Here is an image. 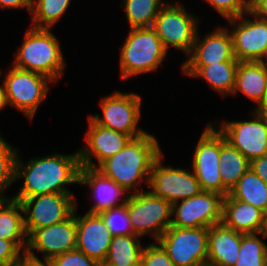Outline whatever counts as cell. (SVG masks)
<instances>
[{"instance_id":"6da1fadb","label":"cell","mask_w":267,"mask_h":266,"mask_svg":"<svg viewBox=\"0 0 267 266\" xmlns=\"http://www.w3.org/2000/svg\"><path fill=\"white\" fill-rule=\"evenodd\" d=\"M80 167L79 151L69 155L54 153L35 157L25 164L17 156L15 180L23 178L24 184L11 198L21 202L43 194H72L66 185L79 183Z\"/></svg>"},{"instance_id":"7a4b0ae2","label":"cell","mask_w":267,"mask_h":266,"mask_svg":"<svg viewBox=\"0 0 267 266\" xmlns=\"http://www.w3.org/2000/svg\"><path fill=\"white\" fill-rule=\"evenodd\" d=\"M161 154L158 140L152 134L145 133L131 139L122 150L103 161L96 169L115 181L129 195L135 194L144 190L139 189L142 181L145 180L148 185L152 165Z\"/></svg>"},{"instance_id":"3957f363","label":"cell","mask_w":267,"mask_h":266,"mask_svg":"<svg viewBox=\"0 0 267 266\" xmlns=\"http://www.w3.org/2000/svg\"><path fill=\"white\" fill-rule=\"evenodd\" d=\"M24 35L13 66L40 73L57 82L64 73L66 63L56 36L50 29L34 27L26 30Z\"/></svg>"},{"instance_id":"277c9868","label":"cell","mask_w":267,"mask_h":266,"mask_svg":"<svg viewBox=\"0 0 267 266\" xmlns=\"http://www.w3.org/2000/svg\"><path fill=\"white\" fill-rule=\"evenodd\" d=\"M120 50V78L156 71L167 51L152 27L132 28Z\"/></svg>"},{"instance_id":"5b68a950","label":"cell","mask_w":267,"mask_h":266,"mask_svg":"<svg viewBox=\"0 0 267 266\" xmlns=\"http://www.w3.org/2000/svg\"><path fill=\"white\" fill-rule=\"evenodd\" d=\"M198 21L182 4L167 2L160 9L152 28L167 52L173 46L188 56L198 32Z\"/></svg>"},{"instance_id":"8992f818","label":"cell","mask_w":267,"mask_h":266,"mask_svg":"<svg viewBox=\"0 0 267 266\" xmlns=\"http://www.w3.org/2000/svg\"><path fill=\"white\" fill-rule=\"evenodd\" d=\"M209 228L170 226L158 239L175 266H207Z\"/></svg>"},{"instance_id":"52a82bcc","label":"cell","mask_w":267,"mask_h":266,"mask_svg":"<svg viewBox=\"0 0 267 266\" xmlns=\"http://www.w3.org/2000/svg\"><path fill=\"white\" fill-rule=\"evenodd\" d=\"M7 104L23 112L29 119L47 97L49 84L53 83L47 76L12 66L3 79Z\"/></svg>"},{"instance_id":"ba28073f","label":"cell","mask_w":267,"mask_h":266,"mask_svg":"<svg viewBox=\"0 0 267 266\" xmlns=\"http://www.w3.org/2000/svg\"><path fill=\"white\" fill-rule=\"evenodd\" d=\"M127 208L131 225L139 237L150 234L157 242L171 226L172 204L149 191L130 194Z\"/></svg>"},{"instance_id":"9c48e42d","label":"cell","mask_w":267,"mask_h":266,"mask_svg":"<svg viewBox=\"0 0 267 266\" xmlns=\"http://www.w3.org/2000/svg\"><path fill=\"white\" fill-rule=\"evenodd\" d=\"M141 97L136 93L113 92L100 100L103 117H89L97 124L130 136L132 139L147 133L138 128L141 118Z\"/></svg>"},{"instance_id":"30bf717a","label":"cell","mask_w":267,"mask_h":266,"mask_svg":"<svg viewBox=\"0 0 267 266\" xmlns=\"http://www.w3.org/2000/svg\"><path fill=\"white\" fill-rule=\"evenodd\" d=\"M224 196L202 191L188 199L172 203L171 226L179 228H210L222 221ZM175 217V218H173Z\"/></svg>"},{"instance_id":"8fae6325","label":"cell","mask_w":267,"mask_h":266,"mask_svg":"<svg viewBox=\"0 0 267 266\" xmlns=\"http://www.w3.org/2000/svg\"><path fill=\"white\" fill-rule=\"evenodd\" d=\"M163 153L154 161L148 180L149 192L154 197H160L168 202L191 198L203 190L194 172L181 168L163 166Z\"/></svg>"},{"instance_id":"7c38bea8","label":"cell","mask_w":267,"mask_h":266,"mask_svg":"<svg viewBox=\"0 0 267 266\" xmlns=\"http://www.w3.org/2000/svg\"><path fill=\"white\" fill-rule=\"evenodd\" d=\"M21 204L28 237L36 229L65 221L74 213L76 208L73 194H43L25 198Z\"/></svg>"},{"instance_id":"4fadbf2b","label":"cell","mask_w":267,"mask_h":266,"mask_svg":"<svg viewBox=\"0 0 267 266\" xmlns=\"http://www.w3.org/2000/svg\"><path fill=\"white\" fill-rule=\"evenodd\" d=\"M251 114L254 117L252 120L231 121L215 126L225 140L249 161L267 154V116L255 109Z\"/></svg>"},{"instance_id":"5bb4252c","label":"cell","mask_w":267,"mask_h":266,"mask_svg":"<svg viewBox=\"0 0 267 266\" xmlns=\"http://www.w3.org/2000/svg\"><path fill=\"white\" fill-rule=\"evenodd\" d=\"M220 149L221 133L209 123L200 135L191 167L203 191L222 195Z\"/></svg>"},{"instance_id":"9a60e30c","label":"cell","mask_w":267,"mask_h":266,"mask_svg":"<svg viewBox=\"0 0 267 266\" xmlns=\"http://www.w3.org/2000/svg\"><path fill=\"white\" fill-rule=\"evenodd\" d=\"M245 15L254 17L250 18ZM249 18V19H248ZM234 29L230 33L233 40L234 56L239 62H259L267 47V20L253 15L249 10L227 20Z\"/></svg>"},{"instance_id":"2e32d148","label":"cell","mask_w":267,"mask_h":266,"mask_svg":"<svg viewBox=\"0 0 267 266\" xmlns=\"http://www.w3.org/2000/svg\"><path fill=\"white\" fill-rule=\"evenodd\" d=\"M74 213L65 221L44 228L36 229L28 237L25 254L39 260L35 250L43 253V259L49 261L53 257L76 249L77 219ZM33 250V251H32Z\"/></svg>"},{"instance_id":"e0dca14e","label":"cell","mask_w":267,"mask_h":266,"mask_svg":"<svg viewBox=\"0 0 267 266\" xmlns=\"http://www.w3.org/2000/svg\"><path fill=\"white\" fill-rule=\"evenodd\" d=\"M88 124L85 135L86 146L78 150L81 166L97 168L92 161L93 156L97 159L99 166L103 161L122 150L132 139L126 134L97 125L90 117H88Z\"/></svg>"},{"instance_id":"ac0fdd59","label":"cell","mask_w":267,"mask_h":266,"mask_svg":"<svg viewBox=\"0 0 267 266\" xmlns=\"http://www.w3.org/2000/svg\"><path fill=\"white\" fill-rule=\"evenodd\" d=\"M218 62H239L234 56L230 31L226 27H217L202 40L197 32L192 50L182 65H210Z\"/></svg>"},{"instance_id":"d6986e66","label":"cell","mask_w":267,"mask_h":266,"mask_svg":"<svg viewBox=\"0 0 267 266\" xmlns=\"http://www.w3.org/2000/svg\"><path fill=\"white\" fill-rule=\"evenodd\" d=\"M76 249L100 262L105 261L112 235L98 214L77 216Z\"/></svg>"},{"instance_id":"ffe728a7","label":"cell","mask_w":267,"mask_h":266,"mask_svg":"<svg viewBox=\"0 0 267 266\" xmlns=\"http://www.w3.org/2000/svg\"><path fill=\"white\" fill-rule=\"evenodd\" d=\"M79 184H84L92 189V196L95 197V203L87 211L90 214H98L101 211L121 206L127 202L129 197V195H124L128 194L127 191L96 168L81 166Z\"/></svg>"},{"instance_id":"44dd1931","label":"cell","mask_w":267,"mask_h":266,"mask_svg":"<svg viewBox=\"0 0 267 266\" xmlns=\"http://www.w3.org/2000/svg\"><path fill=\"white\" fill-rule=\"evenodd\" d=\"M243 233L213 225L208 232L207 266H234L238 260Z\"/></svg>"},{"instance_id":"7402d4cb","label":"cell","mask_w":267,"mask_h":266,"mask_svg":"<svg viewBox=\"0 0 267 266\" xmlns=\"http://www.w3.org/2000/svg\"><path fill=\"white\" fill-rule=\"evenodd\" d=\"M262 214L263 211L249 203L224 197L221 223L239 233L254 234L260 230Z\"/></svg>"},{"instance_id":"603a6c76","label":"cell","mask_w":267,"mask_h":266,"mask_svg":"<svg viewBox=\"0 0 267 266\" xmlns=\"http://www.w3.org/2000/svg\"><path fill=\"white\" fill-rule=\"evenodd\" d=\"M239 62H221L210 65H182V73L206 80L210 88L226 96L235 87L236 70Z\"/></svg>"},{"instance_id":"cb8c5ba5","label":"cell","mask_w":267,"mask_h":266,"mask_svg":"<svg viewBox=\"0 0 267 266\" xmlns=\"http://www.w3.org/2000/svg\"><path fill=\"white\" fill-rule=\"evenodd\" d=\"M238 92L257 103L258 108L267 92V67L260 62H239L232 95Z\"/></svg>"},{"instance_id":"d4e9b609","label":"cell","mask_w":267,"mask_h":266,"mask_svg":"<svg viewBox=\"0 0 267 266\" xmlns=\"http://www.w3.org/2000/svg\"><path fill=\"white\" fill-rule=\"evenodd\" d=\"M23 215L24 210L21 202L10 197L0 199V239L16 242L25 253L28 235Z\"/></svg>"},{"instance_id":"484cf974","label":"cell","mask_w":267,"mask_h":266,"mask_svg":"<svg viewBox=\"0 0 267 266\" xmlns=\"http://www.w3.org/2000/svg\"><path fill=\"white\" fill-rule=\"evenodd\" d=\"M219 161L222 195L226 197L238 180L250 168V161L239 150L232 147L222 134Z\"/></svg>"},{"instance_id":"4316f807","label":"cell","mask_w":267,"mask_h":266,"mask_svg":"<svg viewBox=\"0 0 267 266\" xmlns=\"http://www.w3.org/2000/svg\"><path fill=\"white\" fill-rule=\"evenodd\" d=\"M137 235L112 237L102 266H140L144 247Z\"/></svg>"},{"instance_id":"83f0119b","label":"cell","mask_w":267,"mask_h":266,"mask_svg":"<svg viewBox=\"0 0 267 266\" xmlns=\"http://www.w3.org/2000/svg\"><path fill=\"white\" fill-rule=\"evenodd\" d=\"M226 197L249 203L264 212L267 210V183L249 168Z\"/></svg>"},{"instance_id":"f1b7e54d","label":"cell","mask_w":267,"mask_h":266,"mask_svg":"<svg viewBox=\"0 0 267 266\" xmlns=\"http://www.w3.org/2000/svg\"><path fill=\"white\" fill-rule=\"evenodd\" d=\"M127 22L132 28L152 27L164 0H123Z\"/></svg>"},{"instance_id":"f546056e","label":"cell","mask_w":267,"mask_h":266,"mask_svg":"<svg viewBox=\"0 0 267 266\" xmlns=\"http://www.w3.org/2000/svg\"><path fill=\"white\" fill-rule=\"evenodd\" d=\"M70 2L71 0H32V27L51 29L67 11Z\"/></svg>"},{"instance_id":"4dcf8cb0","label":"cell","mask_w":267,"mask_h":266,"mask_svg":"<svg viewBox=\"0 0 267 266\" xmlns=\"http://www.w3.org/2000/svg\"><path fill=\"white\" fill-rule=\"evenodd\" d=\"M258 233L243 234L239 258L234 266H267V245Z\"/></svg>"},{"instance_id":"1f68e13d","label":"cell","mask_w":267,"mask_h":266,"mask_svg":"<svg viewBox=\"0 0 267 266\" xmlns=\"http://www.w3.org/2000/svg\"><path fill=\"white\" fill-rule=\"evenodd\" d=\"M98 215L103 219L112 237L136 235L130 222L127 202L121 206L101 211Z\"/></svg>"},{"instance_id":"d6a6232c","label":"cell","mask_w":267,"mask_h":266,"mask_svg":"<svg viewBox=\"0 0 267 266\" xmlns=\"http://www.w3.org/2000/svg\"><path fill=\"white\" fill-rule=\"evenodd\" d=\"M226 20L236 18L249 10L247 0H205Z\"/></svg>"},{"instance_id":"836d02e7","label":"cell","mask_w":267,"mask_h":266,"mask_svg":"<svg viewBox=\"0 0 267 266\" xmlns=\"http://www.w3.org/2000/svg\"><path fill=\"white\" fill-rule=\"evenodd\" d=\"M51 266H102V264L81 251L74 249L49 260Z\"/></svg>"},{"instance_id":"e575fe53","label":"cell","mask_w":267,"mask_h":266,"mask_svg":"<svg viewBox=\"0 0 267 266\" xmlns=\"http://www.w3.org/2000/svg\"><path fill=\"white\" fill-rule=\"evenodd\" d=\"M142 266H175L170 258L168 257L167 252L163 247L156 242L148 244L144 247L142 254Z\"/></svg>"},{"instance_id":"d590c367","label":"cell","mask_w":267,"mask_h":266,"mask_svg":"<svg viewBox=\"0 0 267 266\" xmlns=\"http://www.w3.org/2000/svg\"><path fill=\"white\" fill-rule=\"evenodd\" d=\"M16 159L17 157H0V198H7L3 194L16 182Z\"/></svg>"},{"instance_id":"8d00e7d4","label":"cell","mask_w":267,"mask_h":266,"mask_svg":"<svg viewBox=\"0 0 267 266\" xmlns=\"http://www.w3.org/2000/svg\"><path fill=\"white\" fill-rule=\"evenodd\" d=\"M22 248L8 239H0V266H16L25 255Z\"/></svg>"},{"instance_id":"74e56055","label":"cell","mask_w":267,"mask_h":266,"mask_svg":"<svg viewBox=\"0 0 267 266\" xmlns=\"http://www.w3.org/2000/svg\"><path fill=\"white\" fill-rule=\"evenodd\" d=\"M250 169L267 183V154L250 161Z\"/></svg>"},{"instance_id":"f35d334b","label":"cell","mask_w":267,"mask_h":266,"mask_svg":"<svg viewBox=\"0 0 267 266\" xmlns=\"http://www.w3.org/2000/svg\"><path fill=\"white\" fill-rule=\"evenodd\" d=\"M249 11L264 20H267V0H254L249 5Z\"/></svg>"},{"instance_id":"ab89813d","label":"cell","mask_w":267,"mask_h":266,"mask_svg":"<svg viewBox=\"0 0 267 266\" xmlns=\"http://www.w3.org/2000/svg\"><path fill=\"white\" fill-rule=\"evenodd\" d=\"M31 0H0V8L20 9L25 8L31 13Z\"/></svg>"},{"instance_id":"60d3db41","label":"cell","mask_w":267,"mask_h":266,"mask_svg":"<svg viewBox=\"0 0 267 266\" xmlns=\"http://www.w3.org/2000/svg\"><path fill=\"white\" fill-rule=\"evenodd\" d=\"M19 151L12 147L10 143L0 134V157H17Z\"/></svg>"},{"instance_id":"b9f144b4","label":"cell","mask_w":267,"mask_h":266,"mask_svg":"<svg viewBox=\"0 0 267 266\" xmlns=\"http://www.w3.org/2000/svg\"><path fill=\"white\" fill-rule=\"evenodd\" d=\"M16 266H51L49 261L44 262L42 260H37L28 257L26 254L20 259Z\"/></svg>"},{"instance_id":"7bdbcfd3","label":"cell","mask_w":267,"mask_h":266,"mask_svg":"<svg viewBox=\"0 0 267 266\" xmlns=\"http://www.w3.org/2000/svg\"><path fill=\"white\" fill-rule=\"evenodd\" d=\"M258 234L263 238H267V210L262 214V224Z\"/></svg>"},{"instance_id":"ee69618b","label":"cell","mask_w":267,"mask_h":266,"mask_svg":"<svg viewBox=\"0 0 267 266\" xmlns=\"http://www.w3.org/2000/svg\"><path fill=\"white\" fill-rule=\"evenodd\" d=\"M7 105V99H6V92H5V85L3 82V85H0V110H3L6 108Z\"/></svg>"},{"instance_id":"f6af8a7d","label":"cell","mask_w":267,"mask_h":266,"mask_svg":"<svg viewBox=\"0 0 267 266\" xmlns=\"http://www.w3.org/2000/svg\"><path fill=\"white\" fill-rule=\"evenodd\" d=\"M255 110L258 111L259 113L267 116V92H266L264 101L262 102V104L258 108H255Z\"/></svg>"},{"instance_id":"bcb514c9","label":"cell","mask_w":267,"mask_h":266,"mask_svg":"<svg viewBox=\"0 0 267 266\" xmlns=\"http://www.w3.org/2000/svg\"><path fill=\"white\" fill-rule=\"evenodd\" d=\"M259 62L267 67V47H266V50L264 52V55L262 56V58H261V60Z\"/></svg>"},{"instance_id":"7dc6e473","label":"cell","mask_w":267,"mask_h":266,"mask_svg":"<svg viewBox=\"0 0 267 266\" xmlns=\"http://www.w3.org/2000/svg\"><path fill=\"white\" fill-rule=\"evenodd\" d=\"M254 0H247L248 5H250Z\"/></svg>"}]
</instances>
